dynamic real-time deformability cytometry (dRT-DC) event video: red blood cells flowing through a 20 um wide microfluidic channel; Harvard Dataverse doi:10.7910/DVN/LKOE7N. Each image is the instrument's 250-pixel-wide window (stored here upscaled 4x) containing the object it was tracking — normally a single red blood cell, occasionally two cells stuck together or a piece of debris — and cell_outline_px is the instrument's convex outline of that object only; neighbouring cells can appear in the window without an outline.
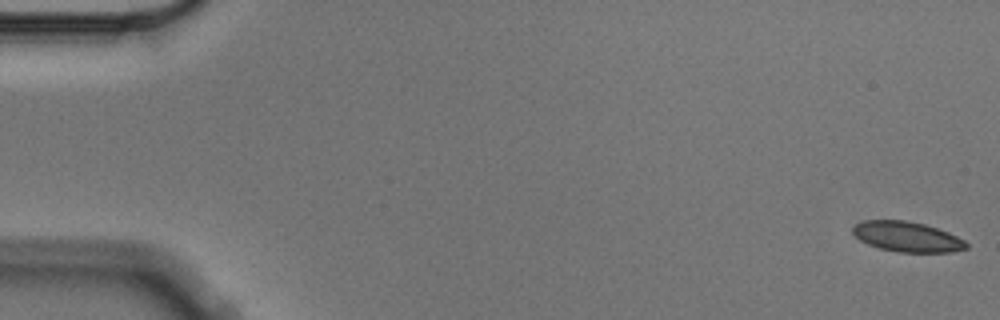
{"species": "Egyptian fruit bat (a non-hibernating species)", "species_latin": "Rousettus aegyptiacus", "temperature_condition": "cold", "stored_images_in_passage": 5, "camera_frame_rate_fps": 3000, "um_per_image_px": 0.085, "animal": {"sex": "male"}, "frame": {"image": 1, "passage_image": 1, "time_ms": 0.0, "image_size_px": [1000, 320], "cell_outline_px": [[968, 248], [952, 252], [900, 252], [880, 248], [868, 244], [860, 240], [852, 232], [852, 228], [856, 224], [864, 220], [904, 220], [924, 224], [948, 232], [964, 240], [968, 244]], "centroid_in_image_um": [77.11, 20.12], "position_along_channel_um": 7.9, "area_um2": 19.83}}
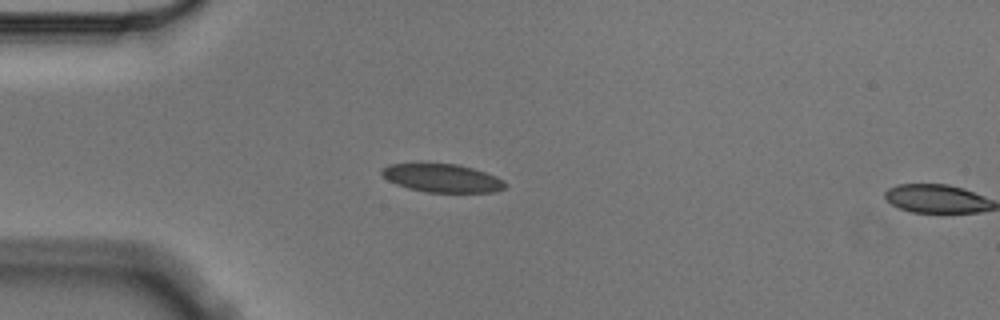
{"frame": {"image": 2, "passage_image": 4, "time_ms": 1.0, "image_size_px": [1000, 320], "cell_outline_px": [[508, 184], [504, 188], [496, 192], [424, 192], [408, 188], [396, 184], [388, 180], [380, 172], [380, 168], [388, 164], [456, 164], [472, 168], [496, 176], [504, 180]], "centroid_in_image_um": [37.59, 15.14], "position_along_channel_um": 47.4, "area_um2": 20.29}}